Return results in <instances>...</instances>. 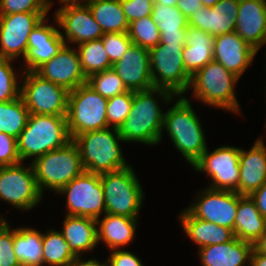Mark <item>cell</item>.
<instances>
[{"label":"cell","instance_id":"obj_1","mask_svg":"<svg viewBox=\"0 0 266 266\" xmlns=\"http://www.w3.org/2000/svg\"><path fill=\"white\" fill-rule=\"evenodd\" d=\"M158 94L163 102H171L175 96L170 90L152 88L134 91L131 110L118 129L123 142H139L156 145L162 139L164 113L153 94Z\"/></svg>","mask_w":266,"mask_h":266},{"label":"cell","instance_id":"obj_2","mask_svg":"<svg viewBox=\"0 0 266 266\" xmlns=\"http://www.w3.org/2000/svg\"><path fill=\"white\" fill-rule=\"evenodd\" d=\"M191 103L181 97L164 113L163 128L167 130L175 148L192 166L206 151L207 145L201 123Z\"/></svg>","mask_w":266,"mask_h":266},{"label":"cell","instance_id":"obj_3","mask_svg":"<svg viewBox=\"0 0 266 266\" xmlns=\"http://www.w3.org/2000/svg\"><path fill=\"white\" fill-rule=\"evenodd\" d=\"M71 140L66 116L30 114L26 127L17 138L21 162L31 156L35 160Z\"/></svg>","mask_w":266,"mask_h":266},{"label":"cell","instance_id":"obj_4","mask_svg":"<svg viewBox=\"0 0 266 266\" xmlns=\"http://www.w3.org/2000/svg\"><path fill=\"white\" fill-rule=\"evenodd\" d=\"M73 141L78 146L83 167L87 172L103 174L130 166L123 158L119 145L123 140L116 128H112V131L107 127L81 133Z\"/></svg>","mask_w":266,"mask_h":266},{"label":"cell","instance_id":"obj_5","mask_svg":"<svg viewBox=\"0 0 266 266\" xmlns=\"http://www.w3.org/2000/svg\"><path fill=\"white\" fill-rule=\"evenodd\" d=\"M37 186L43 195V188L58 192L85 169L77 144L71 140L65 146L47 152L32 161Z\"/></svg>","mask_w":266,"mask_h":266},{"label":"cell","instance_id":"obj_6","mask_svg":"<svg viewBox=\"0 0 266 266\" xmlns=\"http://www.w3.org/2000/svg\"><path fill=\"white\" fill-rule=\"evenodd\" d=\"M238 79L213 59L191 77L192 86L189 88H193L194 97L202 103L239 113L238 99L234 93Z\"/></svg>","mask_w":266,"mask_h":266},{"label":"cell","instance_id":"obj_7","mask_svg":"<svg viewBox=\"0 0 266 266\" xmlns=\"http://www.w3.org/2000/svg\"><path fill=\"white\" fill-rule=\"evenodd\" d=\"M105 195V213L138 218L143 190L132 166L100 174Z\"/></svg>","mask_w":266,"mask_h":266},{"label":"cell","instance_id":"obj_8","mask_svg":"<svg viewBox=\"0 0 266 266\" xmlns=\"http://www.w3.org/2000/svg\"><path fill=\"white\" fill-rule=\"evenodd\" d=\"M108 99L87 83L69 92L67 128L71 139L77 135L108 127L106 109Z\"/></svg>","mask_w":266,"mask_h":266},{"label":"cell","instance_id":"obj_9","mask_svg":"<svg viewBox=\"0 0 266 266\" xmlns=\"http://www.w3.org/2000/svg\"><path fill=\"white\" fill-rule=\"evenodd\" d=\"M183 47L158 43L149 50L154 88L170 90L175 96H182L189 90L191 76L183 63Z\"/></svg>","mask_w":266,"mask_h":266},{"label":"cell","instance_id":"obj_10","mask_svg":"<svg viewBox=\"0 0 266 266\" xmlns=\"http://www.w3.org/2000/svg\"><path fill=\"white\" fill-rule=\"evenodd\" d=\"M20 97L30 114L66 116L69 91L35 71H24Z\"/></svg>","mask_w":266,"mask_h":266},{"label":"cell","instance_id":"obj_11","mask_svg":"<svg viewBox=\"0 0 266 266\" xmlns=\"http://www.w3.org/2000/svg\"><path fill=\"white\" fill-rule=\"evenodd\" d=\"M57 193L67 197L66 207L69 216L99 219L105 214V195L100 174L84 171L66 184Z\"/></svg>","mask_w":266,"mask_h":266},{"label":"cell","instance_id":"obj_12","mask_svg":"<svg viewBox=\"0 0 266 266\" xmlns=\"http://www.w3.org/2000/svg\"><path fill=\"white\" fill-rule=\"evenodd\" d=\"M0 166V199L20 210L33 209L42 199L32 164Z\"/></svg>","mask_w":266,"mask_h":266},{"label":"cell","instance_id":"obj_13","mask_svg":"<svg viewBox=\"0 0 266 266\" xmlns=\"http://www.w3.org/2000/svg\"><path fill=\"white\" fill-rule=\"evenodd\" d=\"M241 149L223 146L206 151L192 165L196 171L205 172L212 179L211 189L237 192L239 187V161Z\"/></svg>","mask_w":266,"mask_h":266},{"label":"cell","instance_id":"obj_14","mask_svg":"<svg viewBox=\"0 0 266 266\" xmlns=\"http://www.w3.org/2000/svg\"><path fill=\"white\" fill-rule=\"evenodd\" d=\"M47 13H13L0 15V58L15 60L25 57L31 31Z\"/></svg>","mask_w":266,"mask_h":266},{"label":"cell","instance_id":"obj_15","mask_svg":"<svg viewBox=\"0 0 266 266\" xmlns=\"http://www.w3.org/2000/svg\"><path fill=\"white\" fill-rule=\"evenodd\" d=\"M190 207L186 208L194 217L229 228L234 233L238 200L243 196L235 191L203 189Z\"/></svg>","mask_w":266,"mask_h":266},{"label":"cell","instance_id":"obj_16","mask_svg":"<svg viewBox=\"0 0 266 266\" xmlns=\"http://www.w3.org/2000/svg\"><path fill=\"white\" fill-rule=\"evenodd\" d=\"M55 22L65 30V43L81 44L100 39L104 32L96 23L93 14L87 4H72L62 6L57 10ZM67 40V42H66Z\"/></svg>","mask_w":266,"mask_h":266},{"label":"cell","instance_id":"obj_17","mask_svg":"<svg viewBox=\"0 0 266 266\" xmlns=\"http://www.w3.org/2000/svg\"><path fill=\"white\" fill-rule=\"evenodd\" d=\"M35 72L43 79L62 86L69 92L87 83L77 50L67 44Z\"/></svg>","mask_w":266,"mask_h":266},{"label":"cell","instance_id":"obj_18","mask_svg":"<svg viewBox=\"0 0 266 266\" xmlns=\"http://www.w3.org/2000/svg\"><path fill=\"white\" fill-rule=\"evenodd\" d=\"M112 69L128 90L146 91L154 88L148 49L132 43L122 58L113 64Z\"/></svg>","mask_w":266,"mask_h":266},{"label":"cell","instance_id":"obj_19","mask_svg":"<svg viewBox=\"0 0 266 266\" xmlns=\"http://www.w3.org/2000/svg\"><path fill=\"white\" fill-rule=\"evenodd\" d=\"M43 19L29 34L27 53L24 57L25 71H36L53 58L66 44L59 29L47 25Z\"/></svg>","mask_w":266,"mask_h":266},{"label":"cell","instance_id":"obj_20","mask_svg":"<svg viewBox=\"0 0 266 266\" xmlns=\"http://www.w3.org/2000/svg\"><path fill=\"white\" fill-rule=\"evenodd\" d=\"M239 0H220L213 7H200L188 18V26L212 36L234 32Z\"/></svg>","mask_w":266,"mask_h":266},{"label":"cell","instance_id":"obj_21","mask_svg":"<svg viewBox=\"0 0 266 266\" xmlns=\"http://www.w3.org/2000/svg\"><path fill=\"white\" fill-rule=\"evenodd\" d=\"M256 54L257 51L235 31L214 36L213 59L239 78Z\"/></svg>","mask_w":266,"mask_h":266},{"label":"cell","instance_id":"obj_22","mask_svg":"<svg viewBox=\"0 0 266 266\" xmlns=\"http://www.w3.org/2000/svg\"><path fill=\"white\" fill-rule=\"evenodd\" d=\"M235 32L256 51L266 43V0H239Z\"/></svg>","mask_w":266,"mask_h":266},{"label":"cell","instance_id":"obj_23","mask_svg":"<svg viewBox=\"0 0 266 266\" xmlns=\"http://www.w3.org/2000/svg\"><path fill=\"white\" fill-rule=\"evenodd\" d=\"M239 171L240 195L249 196L266 181V148L262 139H257L248 152L241 149Z\"/></svg>","mask_w":266,"mask_h":266},{"label":"cell","instance_id":"obj_24","mask_svg":"<svg viewBox=\"0 0 266 266\" xmlns=\"http://www.w3.org/2000/svg\"><path fill=\"white\" fill-rule=\"evenodd\" d=\"M252 250L253 243L234 237L227 243L200 248L199 256L203 266H245Z\"/></svg>","mask_w":266,"mask_h":266},{"label":"cell","instance_id":"obj_25","mask_svg":"<svg viewBox=\"0 0 266 266\" xmlns=\"http://www.w3.org/2000/svg\"><path fill=\"white\" fill-rule=\"evenodd\" d=\"M213 52L214 36L190 26L186 28L182 56L185 70L191 77L213 60Z\"/></svg>","mask_w":266,"mask_h":266},{"label":"cell","instance_id":"obj_26","mask_svg":"<svg viewBox=\"0 0 266 266\" xmlns=\"http://www.w3.org/2000/svg\"><path fill=\"white\" fill-rule=\"evenodd\" d=\"M97 220L90 217L65 216L63 230L60 231L71 250L80 257L92 251L98 244Z\"/></svg>","mask_w":266,"mask_h":266},{"label":"cell","instance_id":"obj_27","mask_svg":"<svg viewBox=\"0 0 266 266\" xmlns=\"http://www.w3.org/2000/svg\"><path fill=\"white\" fill-rule=\"evenodd\" d=\"M181 225L187 236L199 249L204 246L223 244L235 236L231 229L194 217L187 209L180 214Z\"/></svg>","mask_w":266,"mask_h":266},{"label":"cell","instance_id":"obj_28","mask_svg":"<svg viewBox=\"0 0 266 266\" xmlns=\"http://www.w3.org/2000/svg\"><path fill=\"white\" fill-rule=\"evenodd\" d=\"M136 224L137 218L105 213L97 219L98 242H105L110 251L120 249L134 239Z\"/></svg>","mask_w":266,"mask_h":266},{"label":"cell","instance_id":"obj_29","mask_svg":"<svg viewBox=\"0 0 266 266\" xmlns=\"http://www.w3.org/2000/svg\"><path fill=\"white\" fill-rule=\"evenodd\" d=\"M266 231V218L248 195L238 200L234 236L240 240L254 243Z\"/></svg>","mask_w":266,"mask_h":266},{"label":"cell","instance_id":"obj_30","mask_svg":"<svg viewBox=\"0 0 266 266\" xmlns=\"http://www.w3.org/2000/svg\"><path fill=\"white\" fill-rule=\"evenodd\" d=\"M87 5L104 33L128 32L129 22L120 0H93Z\"/></svg>","mask_w":266,"mask_h":266},{"label":"cell","instance_id":"obj_31","mask_svg":"<svg viewBox=\"0 0 266 266\" xmlns=\"http://www.w3.org/2000/svg\"><path fill=\"white\" fill-rule=\"evenodd\" d=\"M14 252L22 266H43L42 233L37 229H14Z\"/></svg>","mask_w":266,"mask_h":266},{"label":"cell","instance_id":"obj_32","mask_svg":"<svg viewBox=\"0 0 266 266\" xmlns=\"http://www.w3.org/2000/svg\"><path fill=\"white\" fill-rule=\"evenodd\" d=\"M43 265L74 266L79 258L65 241L60 231L49 230L42 233Z\"/></svg>","mask_w":266,"mask_h":266},{"label":"cell","instance_id":"obj_33","mask_svg":"<svg viewBox=\"0 0 266 266\" xmlns=\"http://www.w3.org/2000/svg\"><path fill=\"white\" fill-rule=\"evenodd\" d=\"M77 47L81 69L86 78L112 68L113 65L103 47L102 38L81 43Z\"/></svg>","mask_w":266,"mask_h":266},{"label":"cell","instance_id":"obj_34","mask_svg":"<svg viewBox=\"0 0 266 266\" xmlns=\"http://www.w3.org/2000/svg\"><path fill=\"white\" fill-rule=\"evenodd\" d=\"M30 113L21 97L0 103V132L18 138Z\"/></svg>","mask_w":266,"mask_h":266},{"label":"cell","instance_id":"obj_35","mask_svg":"<svg viewBox=\"0 0 266 266\" xmlns=\"http://www.w3.org/2000/svg\"><path fill=\"white\" fill-rule=\"evenodd\" d=\"M151 17L160 33L186 32L188 18L176 6L153 4Z\"/></svg>","mask_w":266,"mask_h":266},{"label":"cell","instance_id":"obj_36","mask_svg":"<svg viewBox=\"0 0 266 266\" xmlns=\"http://www.w3.org/2000/svg\"><path fill=\"white\" fill-rule=\"evenodd\" d=\"M128 35L133 44L148 50L160 43V32L151 15L129 23Z\"/></svg>","mask_w":266,"mask_h":266},{"label":"cell","instance_id":"obj_37","mask_svg":"<svg viewBox=\"0 0 266 266\" xmlns=\"http://www.w3.org/2000/svg\"><path fill=\"white\" fill-rule=\"evenodd\" d=\"M87 84L104 98H112L129 90L119 75L111 68L92 74Z\"/></svg>","mask_w":266,"mask_h":266},{"label":"cell","instance_id":"obj_38","mask_svg":"<svg viewBox=\"0 0 266 266\" xmlns=\"http://www.w3.org/2000/svg\"><path fill=\"white\" fill-rule=\"evenodd\" d=\"M133 96L134 91L129 90L108 99L106 109L108 127L120 128L131 110Z\"/></svg>","mask_w":266,"mask_h":266},{"label":"cell","instance_id":"obj_39","mask_svg":"<svg viewBox=\"0 0 266 266\" xmlns=\"http://www.w3.org/2000/svg\"><path fill=\"white\" fill-rule=\"evenodd\" d=\"M12 60L0 58V103L12 101L20 97L21 87L18 75L11 65Z\"/></svg>","mask_w":266,"mask_h":266},{"label":"cell","instance_id":"obj_40","mask_svg":"<svg viewBox=\"0 0 266 266\" xmlns=\"http://www.w3.org/2000/svg\"><path fill=\"white\" fill-rule=\"evenodd\" d=\"M50 0H0V15L13 13H48Z\"/></svg>","mask_w":266,"mask_h":266},{"label":"cell","instance_id":"obj_41","mask_svg":"<svg viewBox=\"0 0 266 266\" xmlns=\"http://www.w3.org/2000/svg\"><path fill=\"white\" fill-rule=\"evenodd\" d=\"M103 47L108 54L111 64L118 62L132 44L128 32L104 33L101 37Z\"/></svg>","mask_w":266,"mask_h":266},{"label":"cell","instance_id":"obj_42","mask_svg":"<svg viewBox=\"0 0 266 266\" xmlns=\"http://www.w3.org/2000/svg\"><path fill=\"white\" fill-rule=\"evenodd\" d=\"M0 266H22L14 252V229L8 222L0 228Z\"/></svg>","mask_w":266,"mask_h":266},{"label":"cell","instance_id":"obj_43","mask_svg":"<svg viewBox=\"0 0 266 266\" xmlns=\"http://www.w3.org/2000/svg\"><path fill=\"white\" fill-rule=\"evenodd\" d=\"M20 162L17 139L0 132V166L14 165Z\"/></svg>","mask_w":266,"mask_h":266},{"label":"cell","instance_id":"obj_44","mask_svg":"<svg viewBox=\"0 0 266 266\" xmlns=\"http://www.w3.org/2000/svg\"><path fill=\"white\" fill-rule=\"evenodd\" d=\"M129 23L150 16L153 4L148 0H120Z\"/></svg>","mask_w":266,"mask_h":266},{"label":"cell","instance_id":"obj_45","mask_svg":"<svg viewBox=\"0 0 266 266\" xmlns=\"http://www.w3.org/2000/svg\"><path fill=\"white\" fill-rule=\"evenodd\" d=\"M110 266H143L139 257L125 250H112L108 257Z\"/></svg>","mask_w":266,"mask_h":266},{"label":"cell","instance_id":"obj_46","mask_svg":"<svg viewBox=\"0 0 266 266\" xmlns=\"http://www.w3.org/2000/svg\"><path fill=\"white\" fill-rule=\"evenodd\" d=\"M255 202L261 215L266 218V181L263 185L249 195Z\"/></svg>","mask_w":266,"mask_h":266},{"label":"cell","instance_id":"obj_47","mask_svg":"<svg viewBox=\"0 0 266 266\" xmlns=\"http://www.w3.org/2000/svg\"><path fill=\"white\" fill-rule=\"evenodd\" d=\"M160 43L185 46L186 32L160 33Z\"/></svg>","mask_w":266,"mask_h":266},{"label":"cell","instance_id":"obj_48","mask_svg":"<svg viewBox=\"0 0 266 266\" xmlns=\"http://www.w3.org/2000/svg\"><path fill=\"white\" fill-rule=\"evenodd\" d=\"M202 3L199 0H178L176 7L189 18L194 12L202 7Z\"/></svg>","mask_w":266,"mask_h":266},{"label":"cell","instance_id":"obj_49","mask_svg":"<svg viewBox=\"0 0 266 266\" xmlns=\"http://www.w3.org/2000/svg\"><path fill=\"white\" fill-rule=\"evenodd\" d=\"M248 266H266V255L252 250Z\"/></svg>","mask_w":266,"mask_h":266},{"label":"cell","instance_id":"obj_50","mask_svg":"<svg viewBox=\"0 0 266 266\" xmlns=\"http://www.w3.org/2000/svg\"><path fill=\"white\" fill-rule=\"evenodd\" d=\"M253 249L266 255V231L253 243Z\"/></svg>","mask_w":266,"mask_h":266},{"label":"cell","instance_id":"obj_51","mask_svg":"<svg viewBox=\"0 0 266 266\" xmlns=\"http://www.w3.org/2000/svg\"><path fill=\"white\" fill-rule=\"evenodd\" d=\"M74 266H110V265L108 261L106 263H100L98 260H95L94 258L84 261L80 256L76 260Z\"/></svg>","mask_w":266,"mask_h":266},{"label":"cell","instance_id":"obj_52","mask_svg":"<svg viewBox=\"0 0 266 266\" xmlns=\"http://www.w3.org/2000/svg\"><path fill=\"white\" fill-rule=\"evenodd\" d=\"M178 0H158L157 4L164 6H176Z\"/></svg>","mask_w":266,"mask_h":266},{"label":"cell","instance_id":"obj_53","mask_svg":"<svg viewBox=\"0 0 266 266\" xmlns=\"http://www.w3.org/2000/svg\"><path fill=\"white\" fill-rule=\"evenodd\" d=\"M203 6L211 8L220 0H199Z\"/></svg>","mask_w":266,"mask_h":266},{"label":"cell","instance_id":"obj_54","mask_svg":"<svg viewBox=\"0 0 266 266\" xmlns=\"http://www.w3.org/2000/svg\"><path fill=\"white\" fill-rule=\"evenodd\" d=\"M58 2L66 6V5H72V4H79L81 3V0H59Z\"/></svg>","mask_w":266,"mask_h":266},{"label":"cell","instance_id":"obj_55","mask_svg":"<svg viewBox=\"0 0 266 266\" xmlns=\"http://www.w3.org/2000/svg\"><path fill=\"white\" fill-rule=\"evenodd\" d=\"M7 223V220H5V218H0V228L5 224Z\"/></svg>","mask_w":266,"mask_h":266},{"label":"cell","instance_id":"obj_56","mask_svg":"<svg viewBox=\"0 0 266 266\" xmlns=\"http://www.w3.org/2000/svg\"><path fill=\"white\" fill-rule=\"evenodd\" d=\"M81 1H82V4H87L88 2L93 1V0H81ZM83 1H86V2H83Z\"/></svg>","mask_w":266,"mask_h":266},{"label":"cell","instance_id":"obj_57","mask_svg":"<svg viewBox=\"0 0 266 266\" xmlns=\"http://www.w3.org/2000/svg\"><path fill=\"white\" fill-rule=\"evenodd\" d=\"M150 1L152 4H156L158 2V0H148Z\"/></svg>","mask_w":266,"mask_h":266}]
</instances>
